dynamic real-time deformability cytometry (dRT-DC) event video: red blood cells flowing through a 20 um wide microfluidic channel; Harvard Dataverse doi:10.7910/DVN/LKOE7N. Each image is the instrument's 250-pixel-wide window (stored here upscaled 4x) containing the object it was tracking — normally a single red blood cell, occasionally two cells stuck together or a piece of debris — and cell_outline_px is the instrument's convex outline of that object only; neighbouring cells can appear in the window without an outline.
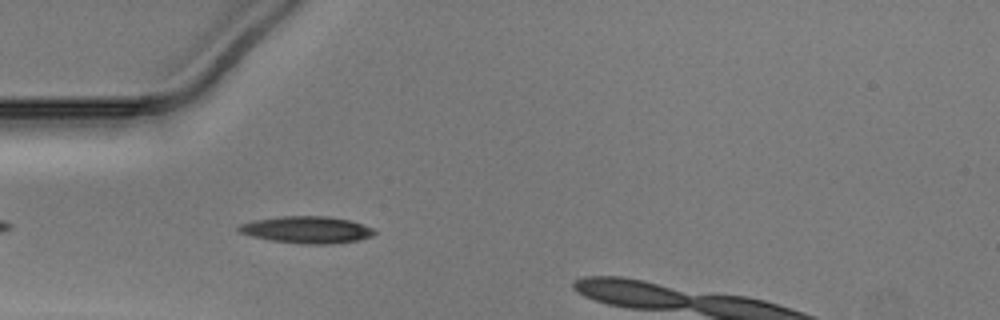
{"species": "Egyptian fruit bat (a non-hibernating species)", "species_latin": "Rousettus aegyptiacus", "temperature_condition": "warm", "stored_images_in_passage": 7, "camera_frame_rate_fps": 3000, "um_per_image_px": 0.085, "animal": {"sex": "male"}, "frame": {"image": 1, "passage_image": 3, "time_ms": 0.667, "image_size_px": [1000, 320], "cell_outline_px": [[376, 232], [372, 236], [360, 240], [328, 244], [308, 244], [272, 240], [252, 236], [240, 232], [236, 228], [240, 224], [252, 220], [280, 216], [328, 216], [348, 220], [372, 228]], "centroid_in_image_um": [26.06, 19.52], "position_along_channel_um": 58.9, "area_um2": 21.1}}
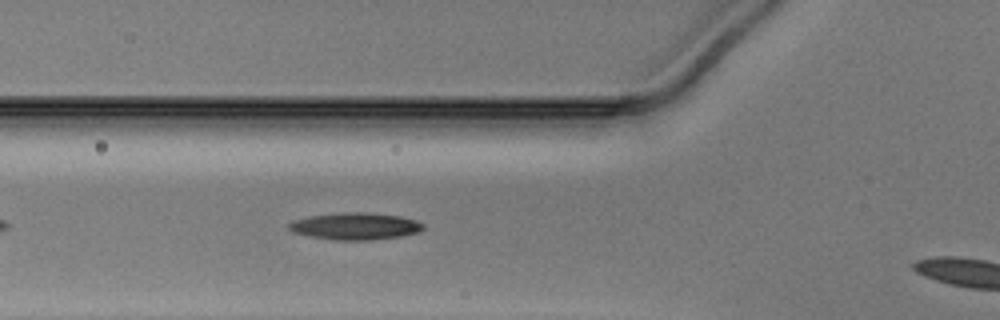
{"frame": {"image": 2, "passage_image": 6, "time_ms": 1.667, "image_size_px": [1000, 320], "cell_outline_px": [[424, 228], [416, 232], [400, 236], [368, 240], [332, 240], [308, 236], [292, 232], [288, 228], [288, 224], [292, 220], [308, 216], [340, 212], [364, 212], [400, 216], [424, 224]], "centroid_in_image_um": [30.11, 19.22], "position_along_channel_um": 95.7, "area_um2": 21.1}}